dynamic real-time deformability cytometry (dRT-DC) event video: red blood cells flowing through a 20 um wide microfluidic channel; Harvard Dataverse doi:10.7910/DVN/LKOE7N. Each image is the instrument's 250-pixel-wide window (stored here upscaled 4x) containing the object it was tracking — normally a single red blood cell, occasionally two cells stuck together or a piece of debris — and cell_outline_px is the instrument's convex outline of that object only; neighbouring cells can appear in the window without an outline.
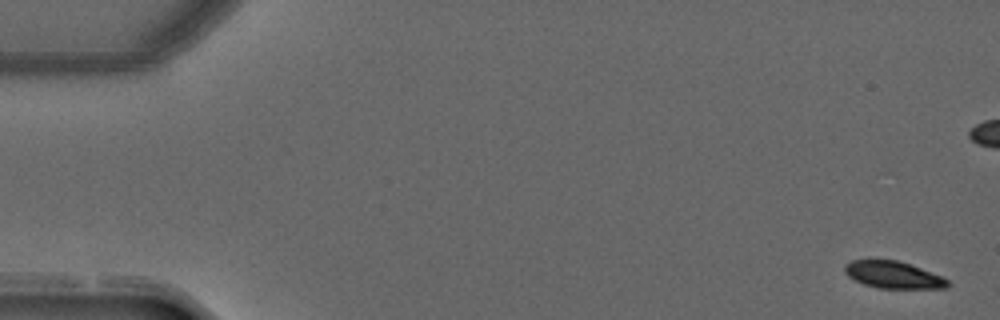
{"species": "common noctule bat (a hibernating species)", "species_latin": "Nyctalus noctula", "temperature_condition": "warm", "stored_images_in_passage": 8, "camera_frame_rate_fps": 3000, "um_per_image_px": 0.085, "animal": {"sex": "male", "forearm_length_mm": 52.5}, "frame": {"image": 1, "passage_image": 1, "time_ms": 0.0, "image_size_px": [1000, 320], "cell_outline_px": [[948, 288], [876, 288], [864, 284], [848, 276], [844, 272], [844, 264], [852, 260], [868, 256], [896, 260], [920, 268], [940, 276], [948, 280]], "centroid_in_image_um": [75.81, 23.31], "position_along_channel_um": 9.2, "area_um2": 16.59}}
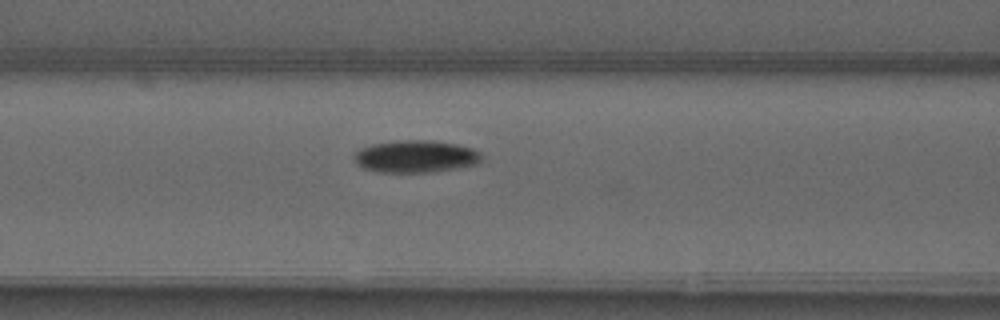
{"frame": {"image": 2, "passage_image": 8, "time_ms": 2.333, "image_size_px": [1000, 320], "cell_outline_px": [[480, 160], [476, 164], [432, 172], [380, 172], [364, 168], [356, 164], [352, 156], [356, 152], [364, 148], [376, 144], [404, 140], [424, 140], [456, 144], [472, 148], [480, 152]], "centroid_in_image_um": [35.32, 13.31], "position_along_channel_um": 131.3, "area_um2": 23.47}}